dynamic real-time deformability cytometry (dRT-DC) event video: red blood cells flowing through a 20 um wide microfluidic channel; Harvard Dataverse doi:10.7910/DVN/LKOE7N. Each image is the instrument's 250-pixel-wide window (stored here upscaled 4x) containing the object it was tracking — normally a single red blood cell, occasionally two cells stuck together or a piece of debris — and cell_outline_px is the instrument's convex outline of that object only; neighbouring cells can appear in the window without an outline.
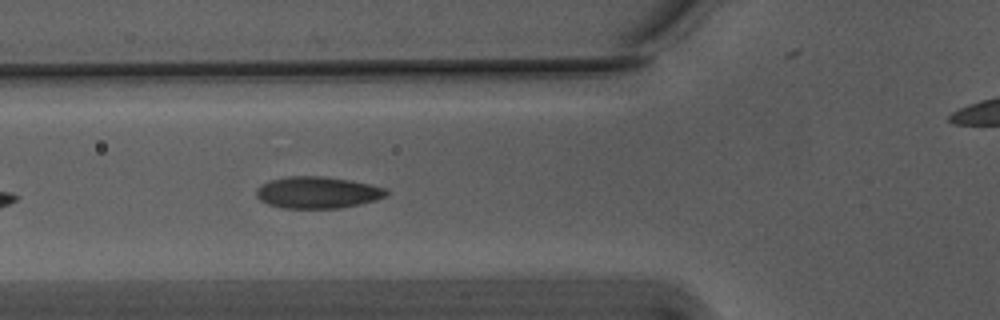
{"species": "Egyptian fruit bat (a non-hibernating species)", "species_latin": "Rousettus aegyptiacus", "temperature_condition": "warm", "stored_images_in_passage": 9, "camera_frame_rate_fps": 3000, "um_per_image_px": 0.085, "animal": {"sex": "male"}, "frame": {"image": 1, "passage_image": 6, "time_ms": 1.667, "image_size_px": [1000, 320], "cell_outline_px": [[388, 192], [384, 196], [376, 200], [360, 204], [340, 208], [280, 208], [268, 204], [260, 200], [256, 196], [256, 188], [260, 184], [272, 180], [288, 176], [320, 176], [352, 180], [384, 188]], "centroid_in_image_um": [26.94, 16.36], "position_along_channel_um": 98.9, "area_um2": 23.99}}